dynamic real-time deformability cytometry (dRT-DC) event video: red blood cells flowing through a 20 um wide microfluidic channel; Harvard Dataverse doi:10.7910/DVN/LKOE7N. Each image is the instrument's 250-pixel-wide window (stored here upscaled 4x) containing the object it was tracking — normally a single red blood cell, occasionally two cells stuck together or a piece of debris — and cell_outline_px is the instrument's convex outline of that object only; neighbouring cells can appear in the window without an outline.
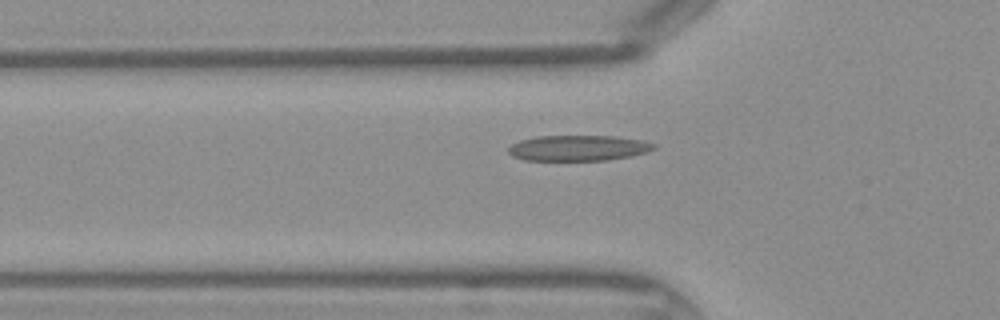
{"species": "Egyptian fruit bat (a non-hibernating species)", "species_latin": "Rousettus aegyptiacus", "temperature_condition": "warm", "stored_images_in_passage": 40, "camera_frame_rate_fps": 3000, "um_per_image_px": 0.085, "frame": {"image": 1, "passage_image": 15, "time_ms": 4.667, "image_size_px": [1000, 320], "cell_outline_px": [[656, 148], [648, 152], [632, 156], [608, 160], [524, 160], [512, 156], [508, 152], [508, 148], [512, 144], [520, 140], [536, 136], [612, 136], [644, 140], [656, 144]], "centroid_in_image_um": [49.18, 12.58], "position_along_channel_um": 76.6, "area_um2": 21.85}}
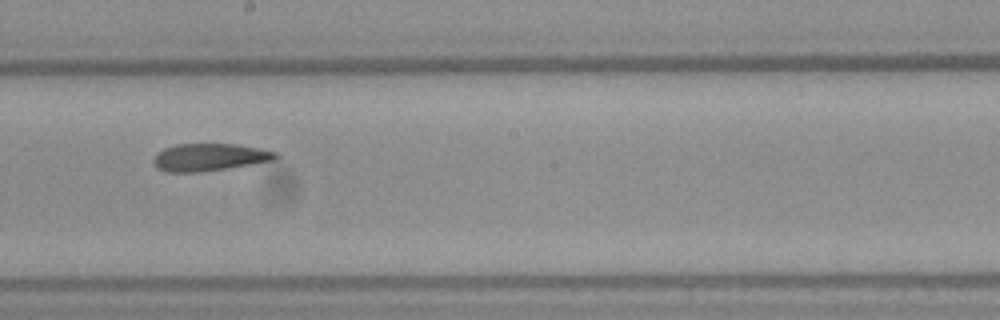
{"frame": {"image": 2, "passage_image": 25, "time_ms": 8.0, "image_size_px": [1000, 320], "cell_outline_px": [[280, 156], [276, 160], [252, 164], [200, 172], [164, 172], [156, 168], [152, 160], [156, 152], [164, 148], [176, 144], [236, 144], [260, 148], [276, 152]], "centroid_in_image_um": [17.78, 13.36], "position_along_channel_um": 230.4, "area_um2": 19.71}}
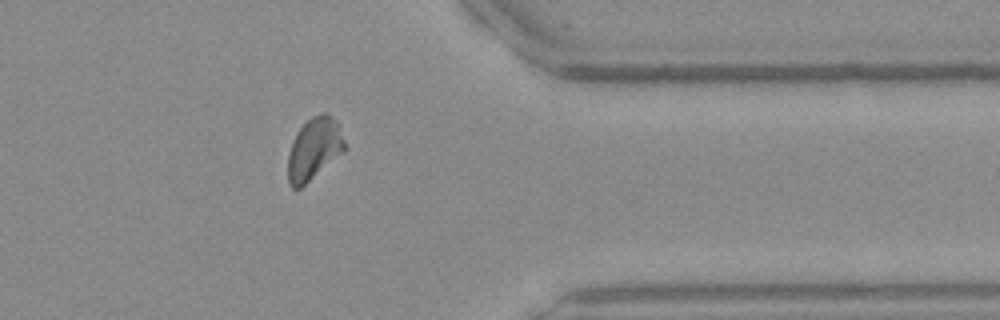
{"frame": {"image": 3, "passage_image": 36, "time_ms": 11.667, "image_size_px": [1000, 320], "cell_outline_px": [[344, 152], [300, 188], [292, 188], [288, 180], [288, 152], [292, 140], [300, 128], [312, 116], [320, 112], [324, 112], [336, 120], [344, 140]], "centroid_in_image_um": [26.68, 12.65], "position_along_channel_um": 384.7, "area_um2": 20.29}}